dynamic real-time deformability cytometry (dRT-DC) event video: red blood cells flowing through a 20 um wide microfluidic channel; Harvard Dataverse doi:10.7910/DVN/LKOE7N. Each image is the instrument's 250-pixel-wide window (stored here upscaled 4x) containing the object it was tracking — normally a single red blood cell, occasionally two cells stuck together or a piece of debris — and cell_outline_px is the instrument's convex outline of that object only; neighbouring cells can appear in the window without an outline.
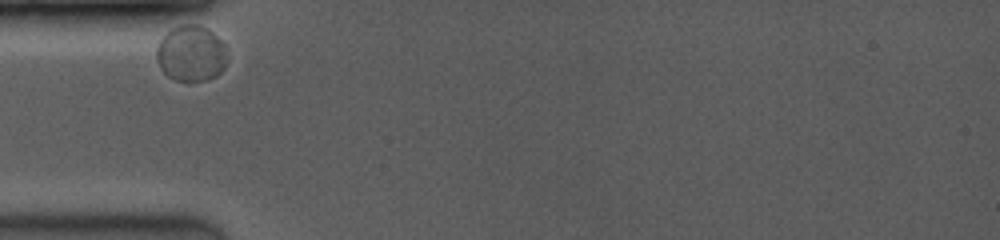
{"species": "common noctule bat (a hibernating species)", "species_latin": "Nyctalus noctula", "temperature_condition": "room temperature", "stored_images_in_passage": 29, "camera_frame_rate_fps": 3500, "um_per_image_px": 0.085, "animal": {"sex": "female", "body_mass_g": 19.0, "forearm_length_mm": 53.3}, "frame": {"image": 1, "passage_image": 1, "time_ms": 0.0, "image_size_px": [1000, 240], "cell_outline_px": [[224, 68], [216, 76], [208, 80], [176, 80], [168, 76], [160, 68], [156, 60], [156, 48], [160, 40], [172, 28], [180, 24], [196, 24], [208, 28], [224, 44]], "centroid_in_image_um": [16.2, 4.53], "position_along_channel_um": 68.8, "area_um2": 22.77}}
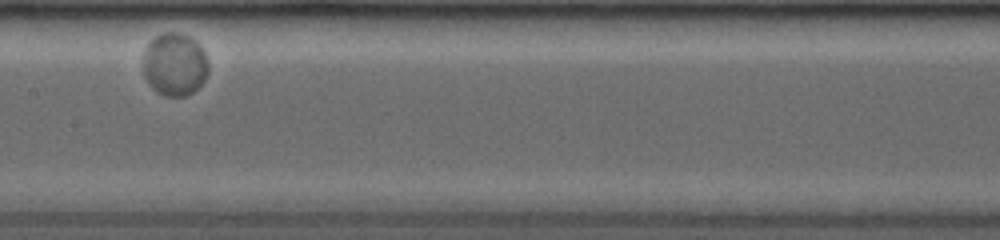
{"frame": {"image": 2, "passage_image": 11, "time_ms": 3.714, "image_size_px": [1000, 240], "cell_outline_px": [[208, 72], [204, 80], [192, 92], [184, 96], [168, 96], [152, 88], [144, 76], [144, 52], [148, 40], [164, 32], [176, 32], [188, 36], [196, 40], [204, 52], [208, 60]], "centroid_in_image_um": [14.84, 5.44], "position_along_channel_um": 192.6, "area_um2": 23.87}}
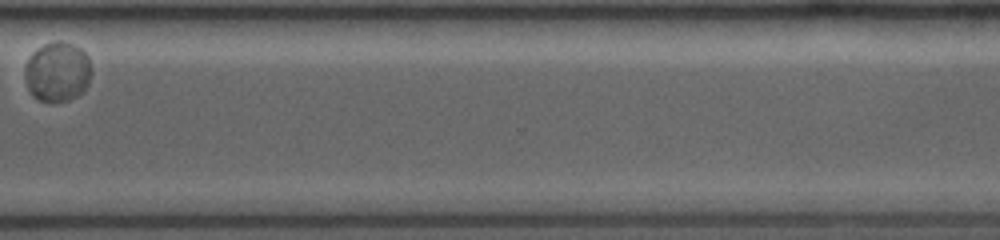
{"frame": {"image": 3, "passage_image": 25, "time_ms": 8.571, "image_size_px": [1000, 240], "cell_outline_px": [[92, 72], [88, 84], [76, 96], [68, 100], [40, 100], [32, 96], [28, 88], [24, 76], [24, 68], [28, 56], [36, 48], [44, 44], [56, 40], [60, 40], [72, 44], [80, 48], [88, 56]], "centroid_in_image_um": [4.86, 6.06], "position_along_channel_um": 365.7, "area_um2": 23.24}}